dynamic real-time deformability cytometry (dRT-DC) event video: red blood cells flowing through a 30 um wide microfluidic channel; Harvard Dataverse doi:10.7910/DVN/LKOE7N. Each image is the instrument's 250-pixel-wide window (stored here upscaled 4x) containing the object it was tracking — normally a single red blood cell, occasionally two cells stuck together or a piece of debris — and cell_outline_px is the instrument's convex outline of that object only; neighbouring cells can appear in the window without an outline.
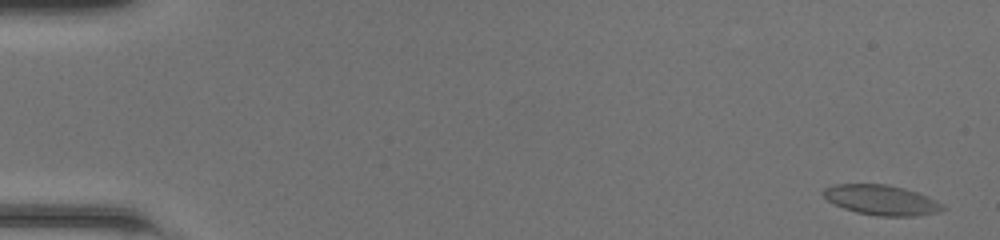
{"species": "common noctule bat (a hibernating species)", "species_latin": "Nyctalus noctula", "temperature_condition": "room temperature", "stored_images_in_passage": 50, "camera_frame_rate_fps": 3000, "um_per_image_px": 0.085, "animal": {"sex": "female", "body_mass_g": 20.0, "forearm_length_mm": 54.0}, "frame": {"image": 1, "passage_image": 2, "time_ms": 0.333, "image_size_px": [1000, 240], "cell_outline_px": [[948, 208], [940, 212], [916, 216], [876, 216], [856, 212], [844, 208], [828, 200], [820, 192], [824, 188], [832, 184], [888, 184], [904, 188], [928, 196], [944, 204]], "centroid_in_image_um": [74.96, 17.0], "position_along_channel_um": 10.0, "area_um2": 21.15}}
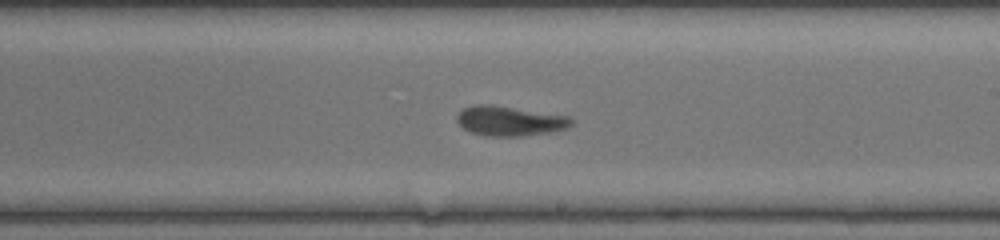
{"frame": {"image": 2, "passage_image": 30, "time_ms": 9.667, "image_size_px": [1000, 240], "cell_outline_px": [[572, 124], [568, 128], [548, 132], [520, 136], [484, 136], [472, 132], [464, 128], [456, 120], [456, 116], [464, 108], [476, 104], [492, 104], [568, 116], [572, 120]], "centroid_in_image_um": [43.31, 10.27], "position_along_channel_um": 245.7, "area_um2": 19.71}}
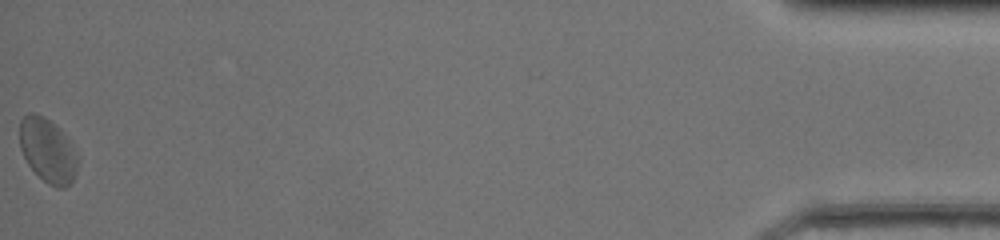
{"frame": {"image": 3, "passage_image": 50, "time_ms": 16.333, "image_size_px": [1000, 240], "cell_outline_px": [[76, 172], [72, 180], [64, 188], [60, 188], [48, 184], [28, 164], [20, 148], [20, 120], [28, 112], [36, 112], [44, 116], [60, 128], [76, 156]], "centroid_in_image_um": [4.01, 12.75], "position_along_channel_um": 431.2, "area_um2": 21.15}, "authors_computed_cell_mechanics": {"area_um2": 19.5653, "velocity_mm_per_s": 4.224, "shape_relaxation_time_tau1_ms": 3.2782, "shape_relaxation_time_tau2_ms": 2.4201, "deformation_change_tau1": 0.1213, "deformation_change_tau2": 0.0914}}